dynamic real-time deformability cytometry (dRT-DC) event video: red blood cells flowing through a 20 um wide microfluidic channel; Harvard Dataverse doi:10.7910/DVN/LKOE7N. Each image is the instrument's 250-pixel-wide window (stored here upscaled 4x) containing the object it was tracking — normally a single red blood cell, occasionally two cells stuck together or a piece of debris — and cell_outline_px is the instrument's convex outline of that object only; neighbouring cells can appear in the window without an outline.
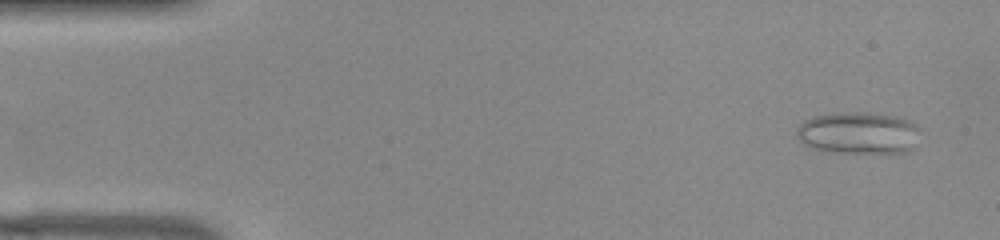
{"species": "common noctule bat (a hibernating species)", "species_latin": "Nyctalus noctula", "temperature_condition": "warm", "stored_images_in_passage": 53, "camera_frame_rate_fps": 3000, "um_per_image_px": 0.085, "animal": {"sex": "female", "body_mass_g": 22.0, "forearm_length_mm": 56.7}, "frame": {"image": 1, "passage_image": 3, "time_ms": 0.667, "image_size_px": [1000, 240], "cell_outline_px": [[920, 128], [912, 148], [904, 152], [836, 152], [816, 148], [804, 144], [796, 136], [796, 128], [804, 120], [812, 116], [840, 112], [864, 112], [896, 116], [912, 120]], "centroid_in_image_um": [72.96, 11.27], "position_along_channel_um": 12.0, "area_um2": 30.11}}
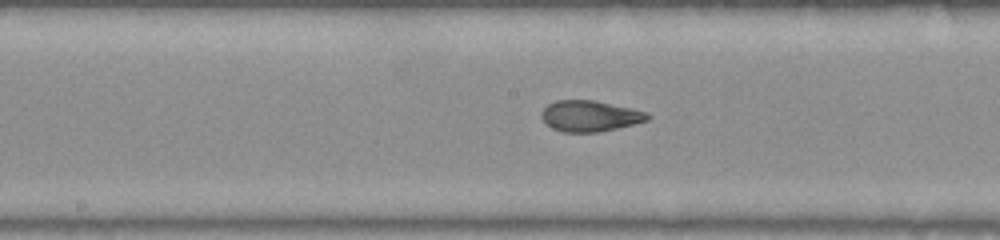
{"frame": {"image": 2, "passage_image": 26, "time_ms": 8.333, "image_size_px": [1000, 240], "cell_outline_px": [[652, 116], [648, 120], [600, 132], [564, 132], [552, 128], [540, 116], [540, 112], [548, 104], [556, 100], [596, 100], [632, 108], [644, 112]], "centroid_in_image_um": [50.13, 9.85], "position_along_channel_um": 198.1, "area_um2": 19.07}}
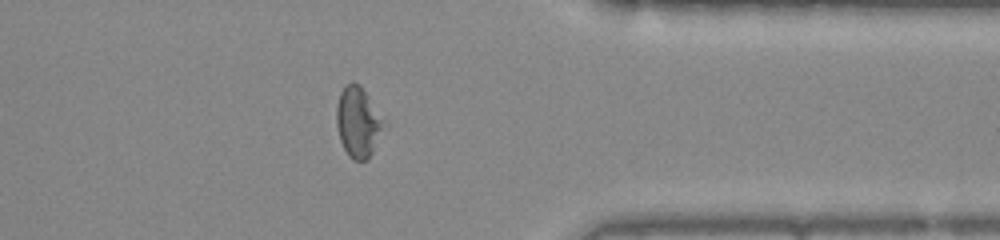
{"frame": {"image": 3, "passage_image": 41, "time_ms": 13.333, "image_size_px": [1000, 240], "cell_outline_px": [[384, 120], [372, 152], [368, 160], [352, 160], [348, 156], [340, 140], [336, 124], [336, 104], [340, 92], [344, 84], [352, 80], [360, 84]], "centroid_in_image_um": [30.37, 10.33], "position_along_channel_um": 381.0, "area_um2": 19.19}, "authors_computed_cell_mechanics": {"area_um2": 20.3456, "velocity_mm_per_s": 3.8902, "shape_relaxation_time_tau1_ms": null, "shape_relaxation_time_tau2_ms": 1.2746, "deformation_change_tau1": null, "deformation_change_tau2": 0.0783}}